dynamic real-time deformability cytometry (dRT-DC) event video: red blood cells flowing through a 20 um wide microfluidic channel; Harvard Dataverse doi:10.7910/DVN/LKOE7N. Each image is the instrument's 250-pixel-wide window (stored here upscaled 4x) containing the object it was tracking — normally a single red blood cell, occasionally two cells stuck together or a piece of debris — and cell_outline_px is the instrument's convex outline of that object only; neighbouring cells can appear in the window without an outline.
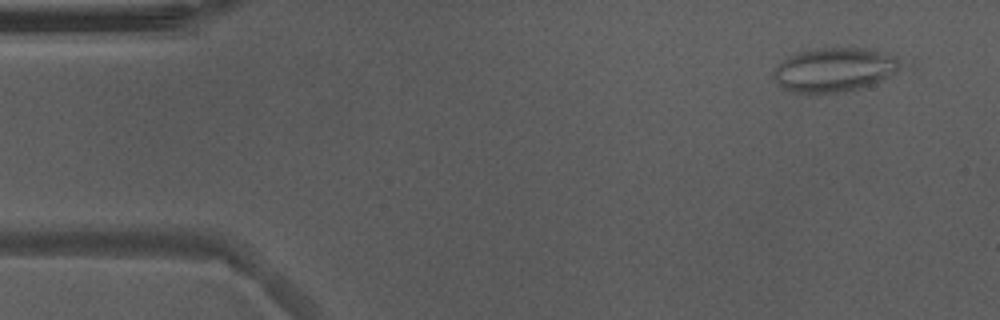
{"species": "Egyptian fruit bat (a non-hibernating species)", "species_latin": "Rousettus aegyptiacus", "temperature_condition": "warm", "stored_images_in_passage": 52, "camera_frame_rate_fps": 3000, "um_per_image_px": 0.085, "animal": {"sex": "male"}, "frame": {"image": 1, "passage_image": 4, "time_ms": 1.0, "image_size_px": [1000, 320], "cell_outline_px": [[900, 64], [888, 76], [880, 80], [860, 88], [844, 92], [812, 96], [788, 92], [772, 80], [772, 72], [776, 64], [788, 56], [800, 52], [816, 48], [868, 48], [888, 52], [896, 56]], "centroid_in_image_um": [70.79, 5.96], "position_along_channel_um": 14.2, "area_um2": 33.35}}
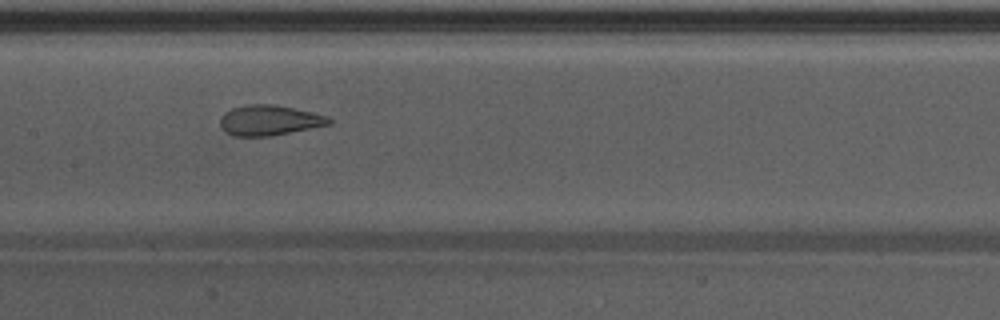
{"frame": {"image": 2, "passage_image": 25, "time_ms": 8.0, "image_size_px": [1000, 320], "cell_outline_px": [[332, 124], [268, 136], [232, 136], [224, 132], [220, 124], [220, 116], [224, 112], [232, 108], [244, 104], [272, 104], [332, 116]], "centroid_in_image_um": [22.88, 10.22], "position_along_channel_um": 184.5, "area_um2": 19.36}}
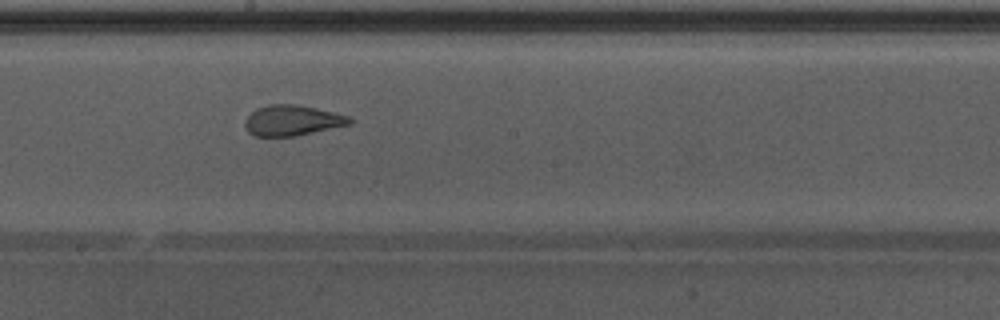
{"frame": {"image": 3, "passage_image": 28, "time_ms": 9.0, "image_size_px": [1000, 320], "cell_outline_px": [[352, 124], [296, 136], [256, 136], [248, 132], [244, 124], [244, 120], [256, 108], [268, 104], [296, 104], [316, 108], [348, 116], [352, 120]], "centroid_in_image_um": [24.82, 10.23], "position_along_channel_um": 223.4, "area_um2": 18.61}, "authors_computed_cell_mechanics": {"area_um2": 21.6172, "velocity_mm_per_s": 3.906, "shape_relaxation_time_tau1_ms": null, "shape_relaxation_time_tau2_ms": 1.1115, "deformation_change_tau1": null, "deformation_change_tau2": 0.0813}}